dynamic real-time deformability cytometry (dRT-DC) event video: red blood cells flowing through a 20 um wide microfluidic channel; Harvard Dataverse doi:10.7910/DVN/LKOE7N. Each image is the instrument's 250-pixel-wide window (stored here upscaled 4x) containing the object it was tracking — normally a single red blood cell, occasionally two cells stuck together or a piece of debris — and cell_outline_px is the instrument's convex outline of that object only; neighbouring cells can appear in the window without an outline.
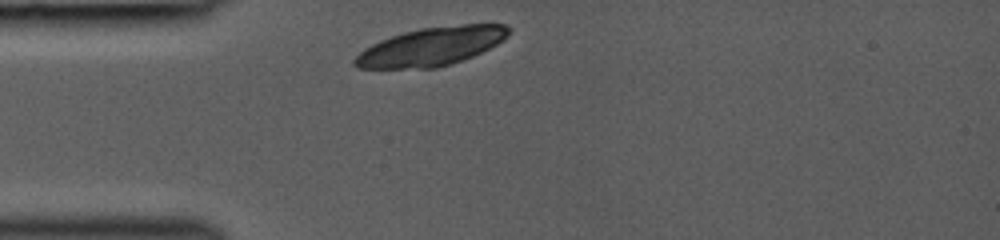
{"species": "common noctule bat (a hibernating species)", "species_latin": "Nyctalus noctula", "temperature_condition": "room temperature", "stored_images_in_passage": 32, "camera_frame_rate_fps": 3000, "um_per_image_px": 0.085, "animal": {"sex": "female", "body_mass_g": 19.0, "forearm_length_mm": 53.3}, "frame": {"image": 1, "passage_image": 1, "time_ms": 0.0, "image_size_px": [1000, 240], "cell_outline_px": [[512, 28], [508, 36], [504, 40], [472, 56], [452, 64], [436, 68], [356, 68], [352, 64], [352, 60], [364, 48], [380, 40], [404, 32], [420, 28], [460, 24], [508, 24]], "centroid_in_image_um": [36.67, 3.95], "position_along_channel_um": 48.3, "area_um2": 34.56}}
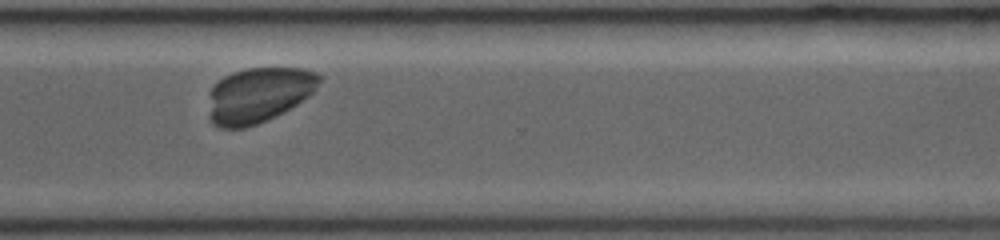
{"frame": {"image": 2, "passage_image": 31, "time_ms": 7.333, "image_size_px": [1000, 240], "cell_outline_px": [[320, 80], [316, 88], [308, 96], [296, 104], [256, 124], [244, 128], [220, 128], [212, 124], [208, 116], [212, 88], [224, 76], [232, 72], [248, 68], [304, 68], [316, 72], [320, 76]], "centroid_in_image_um": [21.96, 8.06], "position_along_channel_um": 348.6, "area_um2": 35.08}}